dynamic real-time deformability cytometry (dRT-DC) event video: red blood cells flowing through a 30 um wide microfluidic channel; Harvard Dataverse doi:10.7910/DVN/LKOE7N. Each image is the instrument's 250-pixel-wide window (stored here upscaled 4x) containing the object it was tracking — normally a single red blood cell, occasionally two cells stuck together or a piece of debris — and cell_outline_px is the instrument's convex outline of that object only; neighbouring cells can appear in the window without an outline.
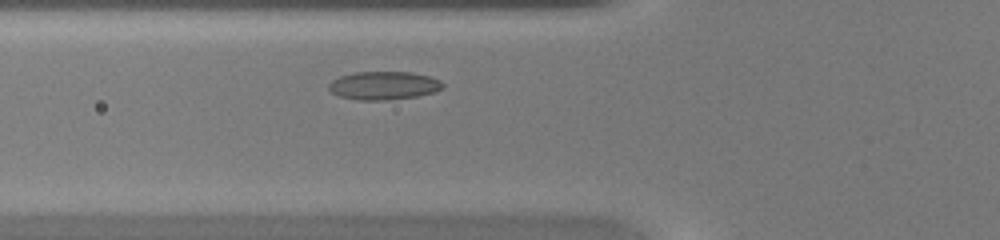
{"species": "common noctule bat (a hibernating species)", "species_latin": "Nyctalus noctula", "temperature_condition": "warm", "stored_images_in_passage": 29, "camera_frame_rate_fps": 3000, "um_per_image_px": 0.085, "animal": {"sex": "female", "body_mass_g": 20.0, "forearm_length_mm": 54.0}, "frame": {"image": 1, "passage_image": 5, "time_ms": 1.333, "image_size_px": [1000, 240], "cell_outline_px": [[444, 88], [432, 92], [416, 96], [388, 100], [360, 100], [340, 96], [332, 92], [328, 88], [328, 84], [332, 80], [340, 76], [356, 72], [408, 72], [428, 76], [440, 80], [444, 84]], "centroid_in_image_um": [32.61, 7.27], "position_along_channel_um": 93.2, "area_um2": 18.61}}
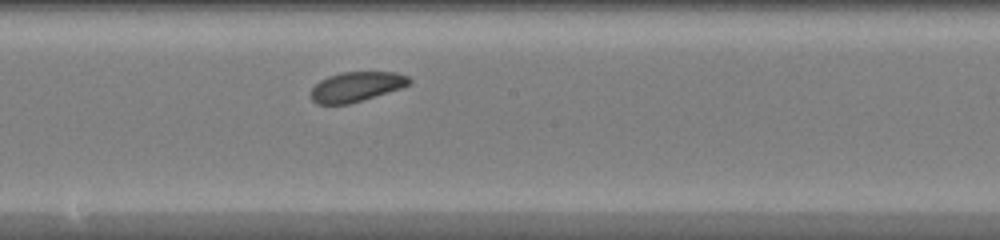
{"frame": {"image": 2, "passage_image": 14, "time_ms": 4.333, "image_size_px": [1000, 240], "cell_outline_px": [[412, 80], [408, 84], [400, 88], [348, 104], [316, 104], [312, 100], [312, 88], [320, 80], [328, 76], [344, 72], [396, 72], [408, 76]], "centroid_in_image_um": [30.28, 7.36], "position_along_channel_um": 217.9, "area_um2": 16.76}}
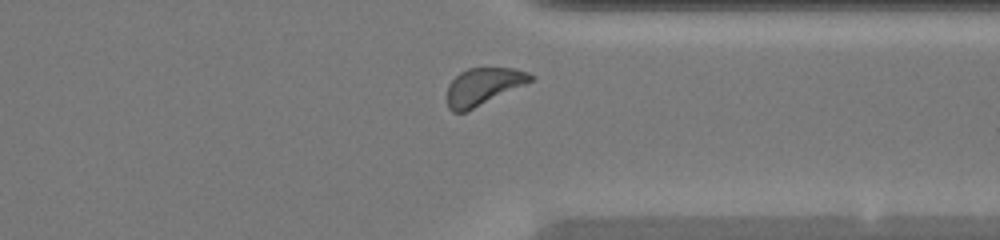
{"frame": {"image": 3, "passage_image": 25, "time_ms": 8.0, "image_size_px": [1000, 240], "cell_outline_px": [[536, 76], [532, 80], [524, 84], [464, 112], [452, 112], [448, 108], [448, 84], [460, 72], [468, 68], [512, 68], [528, 72]], "centroid_in_image_um": [41.06, 7.33], "position_along_channel_um": 370.3, "area_um2": 17.57}, "authors_computed_cell_mechanics": {"area_um2": 17.5712, "velocity_mm_per_s": 4.1635, "shape_relaxation_time_tau1_ms": 4.4475, "shape_relaxation_time_tau2_ms": 4.4236, "deformation_change_tau1": 0.1028, "deformation_change_tau2": 0.1073}}